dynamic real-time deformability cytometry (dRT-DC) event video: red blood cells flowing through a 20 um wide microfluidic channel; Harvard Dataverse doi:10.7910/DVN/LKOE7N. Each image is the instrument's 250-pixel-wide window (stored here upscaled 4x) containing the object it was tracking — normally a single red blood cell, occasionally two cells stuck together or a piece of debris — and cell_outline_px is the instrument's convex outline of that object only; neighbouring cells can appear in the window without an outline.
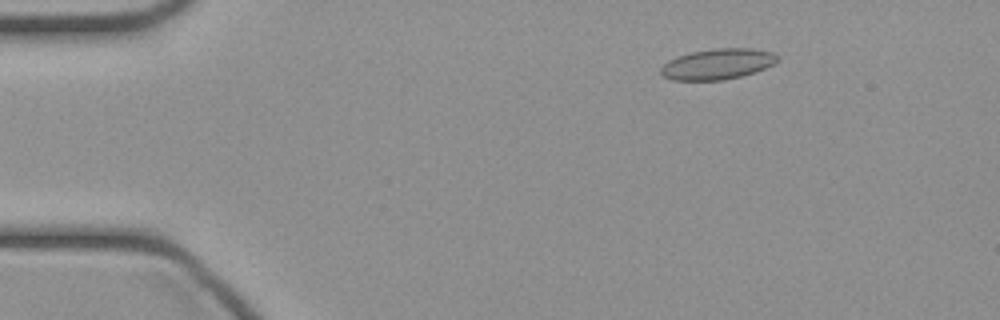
{"species": "common noctule bat (a hibernating species)", "species_latin": "Nyctalus noctula", "temperature_condition": "cold", "stored_images_in_passage": 47, "camera_frame_rate_fps": 3000, "um_per_image_px": 0.085, "animal": {"sex": "female", "body_mass_g": 21.9}, "frame": {"image": 1, "passage_image": 7, "time_ms": 2.0, "image_size_px": [1000, 320], "cell_outline_px": [[780, 60], [776, 64], [740, 76], [724, 80], [672, 80], [664, 76], [660, 72], [660, 68], [668, 60], [692, 52], [712, 48], [752, 48], [772, 52], [780, 56]], "centroid_in_image_um": [61.03, 5.43], "position_along_channel_um": 24.0, "area_um2": 20.87}}
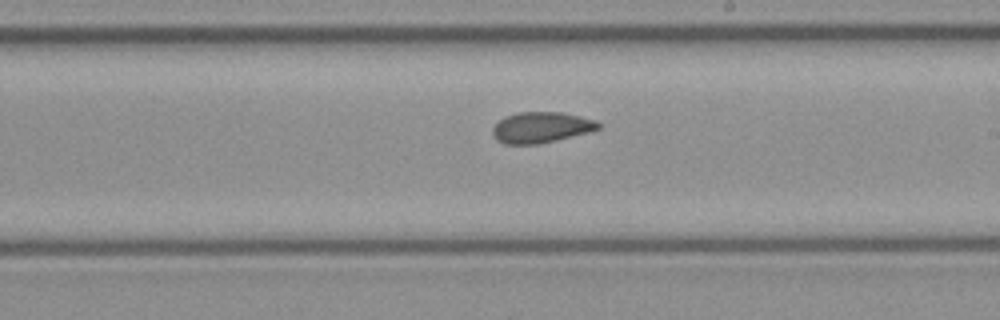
{"frame": {"image": 2, "passage_image": 27, "time_ms": 8.667, "image_size_px": [1000, 320], "cell_outline_px": [[600, 128], [588, 132], [540, 144], [504, 144], [496, 140], [492, 132], [492, 128], [504, 116], [520, 112], [560, 112], [580, 116], [596, 120], [600, 124]], "centroid_in_image_um": [45.98, 10.83], "position_along_channel_um": 243.0, "area_um2": 18.96}}
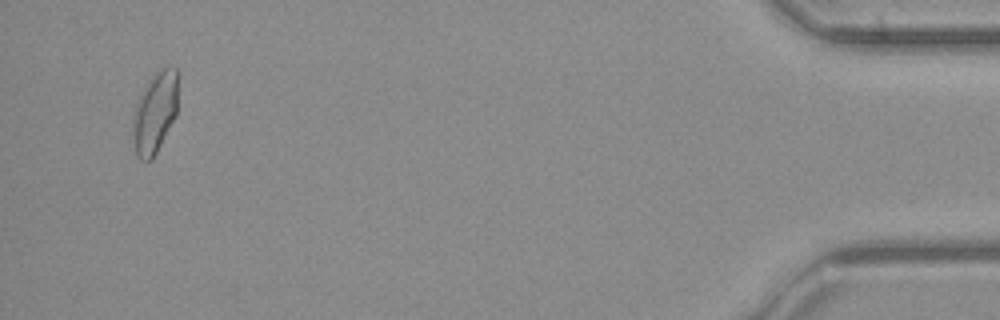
{"frame": {"image": 3, "passage_image": 45, "time_ms": 14.667, "image_size_px": [1000, 320], "cell_outline_px": [[180, 72], [176, 116], [152, 160], [140, 160], [136, 156], [132, 136], [132, 120], [136, 104], [148, 80], [160, 68], [176, 68]], "centroid_in_image_um": [13.19, 9.55], "position_along_channel_um": 422.0, "area_um2": 21.79}}